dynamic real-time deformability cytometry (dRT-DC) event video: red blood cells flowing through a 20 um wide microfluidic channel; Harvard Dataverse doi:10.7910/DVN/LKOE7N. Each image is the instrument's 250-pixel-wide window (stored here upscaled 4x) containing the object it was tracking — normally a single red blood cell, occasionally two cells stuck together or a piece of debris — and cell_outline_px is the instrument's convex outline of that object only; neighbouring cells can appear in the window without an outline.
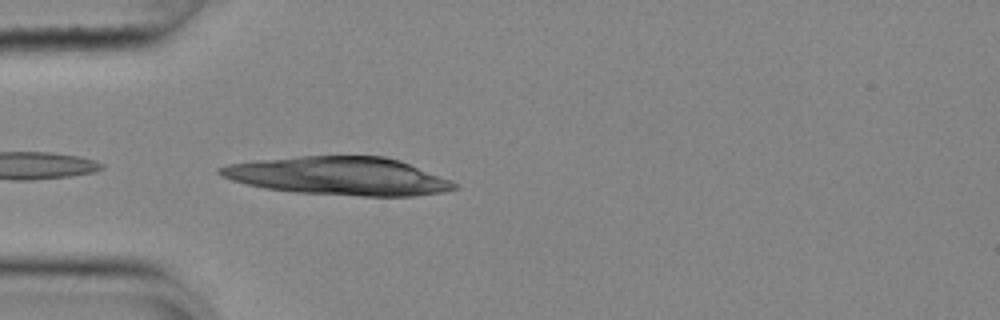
{"species": "common noctule bat (a hibernating species)", "species_latin": "Nyctalus noctula", "temperature_condition": "cold", "stored_images_in_passage": 25, "camera_frame_rate_fps": 3000, "um_per_image_px": 0.085, "animal": {"sex": "female", "body_mass_g": 25.1}, "frame": {"image": 1, "passage_image": 1, "time_ms": 0.0, "image_size_px": [1000, 320], "cell_outline_px": [[460, 188], [444, 192], [416, 196], [360, 196], [296, 192], [264, 188], [232, 180], [220, 176], [216, 172], [216, 168], [228, 164], [256, 160], [300, 156], [384, 156], [400, 160], [448, 180], [456, 184]], "centroid_in_image_um": [28.76, 14.96], "position_along_channel_um": 56.2, "area_um2": 51.96}}